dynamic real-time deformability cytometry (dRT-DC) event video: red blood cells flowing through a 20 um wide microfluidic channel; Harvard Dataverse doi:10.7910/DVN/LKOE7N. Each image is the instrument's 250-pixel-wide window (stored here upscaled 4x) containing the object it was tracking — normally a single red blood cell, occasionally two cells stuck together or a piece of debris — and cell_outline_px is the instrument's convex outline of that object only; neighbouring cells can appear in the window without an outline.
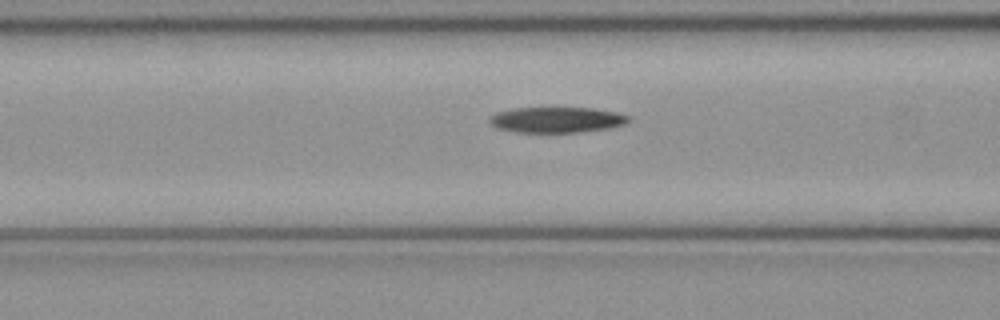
{"species": "common noctule bat (a hibernating species)", "species_latin": "Nyctalus noctula", "temperature_condition": "cold", "stored_images_in_passage": 41, "camera_frame_rate_fps": 3000, "um_per_image_px": 0.085, "animal": {"sex": "female", "body_mass_g": 21.9}, "frame": {"image": 1, "passage_image": 11, "time_ms": 3.333, "image_size_px": [1000, 320], "cell_outline_px": [[632, 120], [624, 124], [608, 128], [580, 132], [512, 132], [496, 128], [488, 120], [488, 116], [496, 112], [516, 108], [596, 108], [616, 112], [632, 116]], "centroid_in_image_um": [47.32, 10.18], "position_along_channel_um": 119.3, "area_um2": 20.98}}
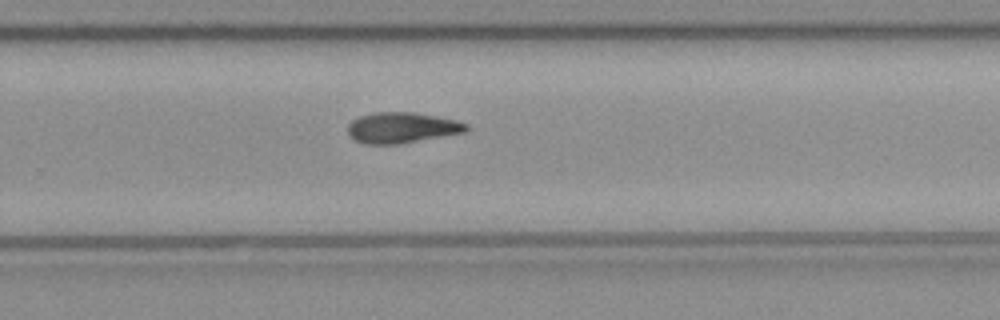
{"frame": {"image": 2, "passage_image": 24, "time_ms": 7.667, "image_size_px": [1000, 320], "cell_outline_px": [[468, 132], [400, 144], [364, 144], [352, 140], [348, 136], [348, 124], [352, 120], [360, 116], [372, 112], [412, 112], [456, 120], [468, 124]], "centroid_in_image_um": [34.13, 10.87], "position_along_channel_um": 295.7, "area_um2": 21.5}}
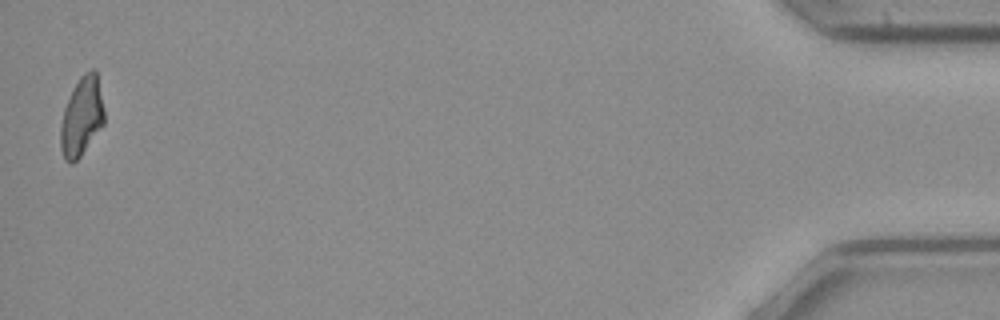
{"frame": {"image": 3, "passage_image": 41, "time_ms": 13.333, "image_size_px": [1000, 320], "cell_outline_px": [[104, 124], [80, 156], [72, 164], [68, 164], [64, 160], [60, 148], [60, 128], [64, 108], [80, 76], [84, 72], [92, 68], [96, 68], [104, 108]], "centroid_in_image_um": [6.95, 9.92], "position_along_channel_um": 428.3, "area_um2": 20.11}, "authors_computed_cell_mechanics": {"area_um2": 20.9814, "velocity_mm_per_s": 4.0713, "shape_relaxation_time_tau1_ms": null, "shape_relaxation_time_tau2_ms": 7.9422, "deformation_change_tau1": null, "deformation_change_tau2": 0.2039}}